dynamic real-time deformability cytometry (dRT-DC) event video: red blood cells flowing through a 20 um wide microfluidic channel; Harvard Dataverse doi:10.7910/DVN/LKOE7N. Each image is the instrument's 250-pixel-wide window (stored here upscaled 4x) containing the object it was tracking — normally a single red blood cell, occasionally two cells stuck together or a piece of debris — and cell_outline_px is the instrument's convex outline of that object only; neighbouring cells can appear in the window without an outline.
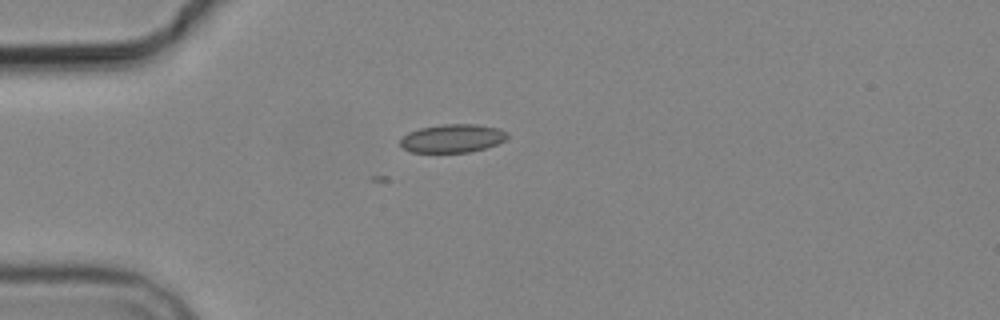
{"species": "common noctule bat (a hibernating species)", "species_latin": "Nyctalus noctula", "temperature_condition": "cold", "stored_images_in_passage": 5, "camera_frame_rate_fps": 3000, "um_per_image_px": 0.085, "animal": {"sex": "male", "body_mass_g": 19.2, "forearm_length_mm": 51.8}, "frame": {"image": 1, "passage_image": 3, "time_ms": 2.0, "image_size_px": [1000, 320], "cell_outline_px": [[508, 136], [504, 140], [496, 144], [472, 152], [412, 152], [400, 148], [400, 140], [408, 132], [420, 128], [444, 124], [476, 124], [500, 128], [508, 132]], "centroid_in_image_um": [38.45, 11.76], "position_along_channel_um": 46.5, "area_um2": 17.74}}
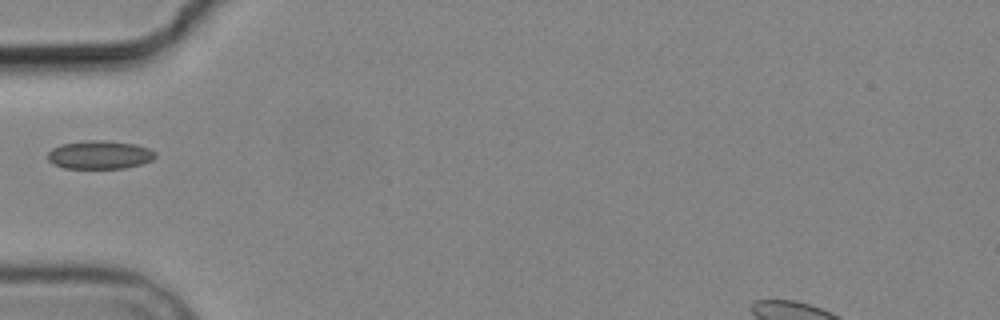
{"frame": {"image": 2, "passage_image": 4, "time_ms": 3.333, "image_size_px": [1000, 320], "cell_outline_px": [[156, 156], [152, 160], [140, 164], [124, 168], [64, 168], [52, 164], [48, 160], [48, 152], [52, 148], [60, 144], [84, 140], [100, 140], [136, 144], [148, 148], [156, 152]], "centroid_in_image_um": [8.44, 13.15], "position_along_channel_um": 76.6, "area_um2": 17.86}}
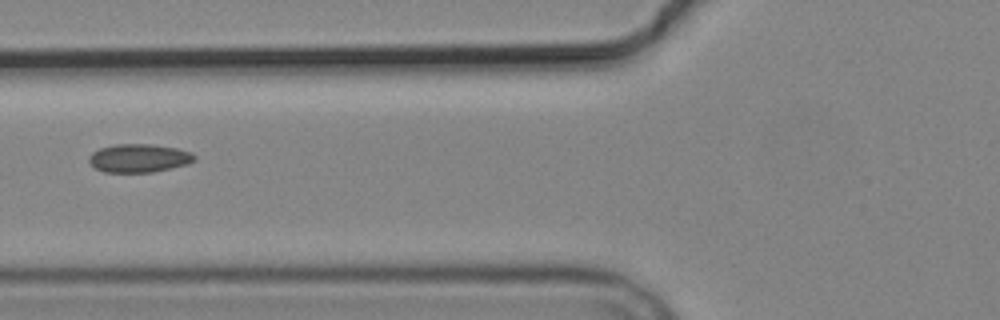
{"frame": {"image": 3, "passage_image": 5, "time_ms": 4.333, "image_size_px": [1000, 320], "cell_outline_px": [[196, 160], [188, 164], [152, 172], [104, 172], [96, 168], [88, 160], [88, 156], [92, 152], [100, 148], [116, 144], [152, 144], [176, 148], [192, 152], [196, 156]], "centroid_in_image_um": [11.83, 13.43], "position_along_channel_um": 114.0, "area_um2": 17.46}}